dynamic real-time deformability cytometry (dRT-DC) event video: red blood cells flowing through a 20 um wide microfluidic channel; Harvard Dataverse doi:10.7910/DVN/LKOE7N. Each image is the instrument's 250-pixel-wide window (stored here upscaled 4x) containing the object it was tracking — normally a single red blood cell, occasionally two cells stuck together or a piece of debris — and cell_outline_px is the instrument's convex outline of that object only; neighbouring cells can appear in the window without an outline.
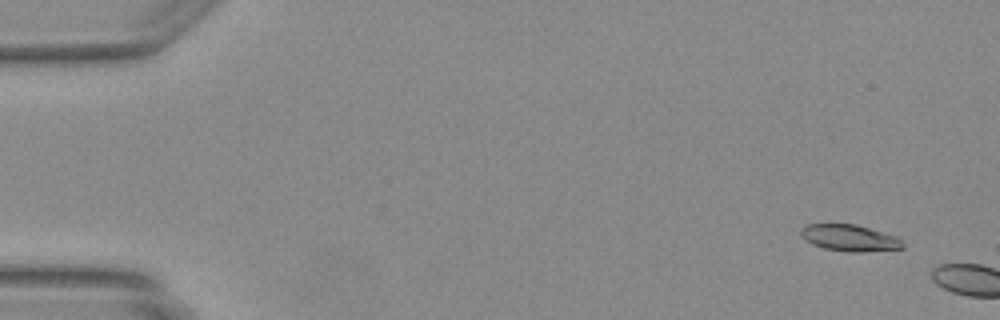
{"species": "Egyptian fruit bat (a non-hibernating species)", "species_latin": "Rousettus aegyptiacus", "temperature_condition": "warm", "stored_images_in_passage": 7, "camera_frame_rate_fps": 3000, "um_per_image_px": 0.085, "animal": {"sex": "female"}, "frame": {"image": 1, "passage_image": 4, "time_ms": 1.0, "image_size_px": [1000, 320], "cell_outline_px": [[904, 248], [860, 252], [848, 252], [824, 248], [812, 244], [804, 240], [800, 236], [800, 228], [808, 224], [856, 224], [896, 236], [904, 244]], "centroid_in_image_um": [72.18, 20.22], "position_along_channel_um": 12.8, "area_um2": 15.78}}